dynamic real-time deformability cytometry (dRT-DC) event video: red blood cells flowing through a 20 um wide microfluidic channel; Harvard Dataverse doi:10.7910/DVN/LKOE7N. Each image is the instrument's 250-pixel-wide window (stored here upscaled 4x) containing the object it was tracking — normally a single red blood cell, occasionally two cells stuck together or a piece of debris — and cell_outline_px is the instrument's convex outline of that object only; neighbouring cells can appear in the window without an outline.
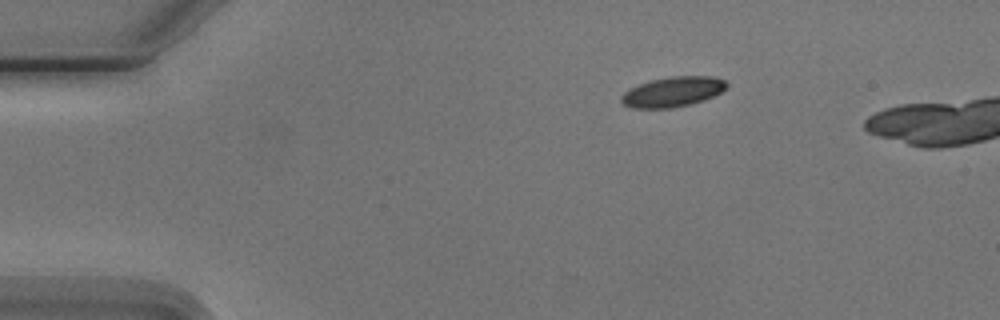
{"species": "Egyptian fruit bat (a non-hibernating species)", "species_latin": "Rousettus aegyptiacus", "temperature_condition": "cold", "stored_images_in_passage": 4, "camera_frame_rate_fps": 3000, "um_per_image_px": 0.085, "animal": {"sex": "male"}, "frame": {"image": 1, "passage_image": 1, "time_ms": 0.0, "image_size_px": [1000, 320], "cell_outline_px": [[728, 84], [720, 92], [704, 100], [672, 108], [632, 108], [624, 104], [620, 100], [620, 96], [628, 88], [652, 80], [672, 76], [712, 76], [724, 80]], "centroid_in_image_um": [57.14, 7.8], "position_along_channel_um": 27.9, "area_um2": 18.26}}